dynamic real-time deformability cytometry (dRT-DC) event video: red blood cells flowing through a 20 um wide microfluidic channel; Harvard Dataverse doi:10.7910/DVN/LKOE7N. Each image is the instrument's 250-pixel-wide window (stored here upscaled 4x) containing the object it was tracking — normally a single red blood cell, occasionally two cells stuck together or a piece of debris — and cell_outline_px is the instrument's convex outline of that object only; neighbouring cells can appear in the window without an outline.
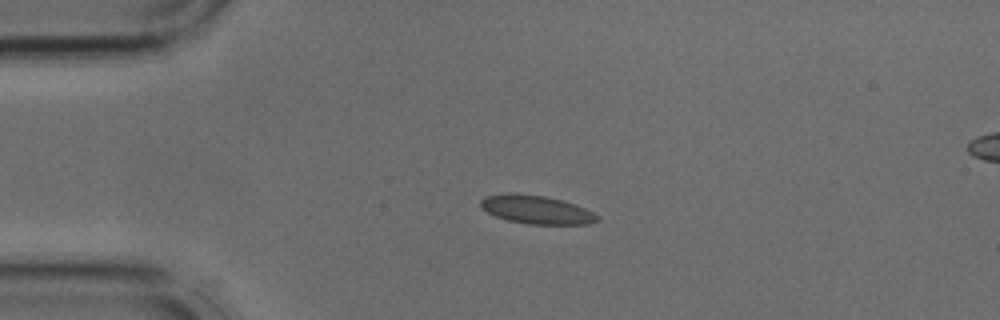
{"species": "common noctule bat (a hibernating species)", "species_latin": "Nyctalus noctula", "temperature_condition": "cold", "stored_images_in_passage": 2, "camera_frame_rate_fps": 3000, "um_per_image_px": 0.085, "animal": {"sex": "male", "body_mass_g": 17.9, "forearm_length_mm": 54.2}, "frame": {"image": 1, "passage_image": 1, "time_ms": 0.0, "image_size_px": [1000, 320], "cell_outline_px": [[600, 220], [588, 224], [528, 224], [508, 220], [496, 216], [488, 212], [480, 204], [480, 200], [484, 196], [504, 192], [516, 192], [544, 196], [576, 204], [600, 216]], "centroid_in_image_um": [45.59, 17.8], "position_along_channel_um": 39.4, "area_um2": 19.42}}